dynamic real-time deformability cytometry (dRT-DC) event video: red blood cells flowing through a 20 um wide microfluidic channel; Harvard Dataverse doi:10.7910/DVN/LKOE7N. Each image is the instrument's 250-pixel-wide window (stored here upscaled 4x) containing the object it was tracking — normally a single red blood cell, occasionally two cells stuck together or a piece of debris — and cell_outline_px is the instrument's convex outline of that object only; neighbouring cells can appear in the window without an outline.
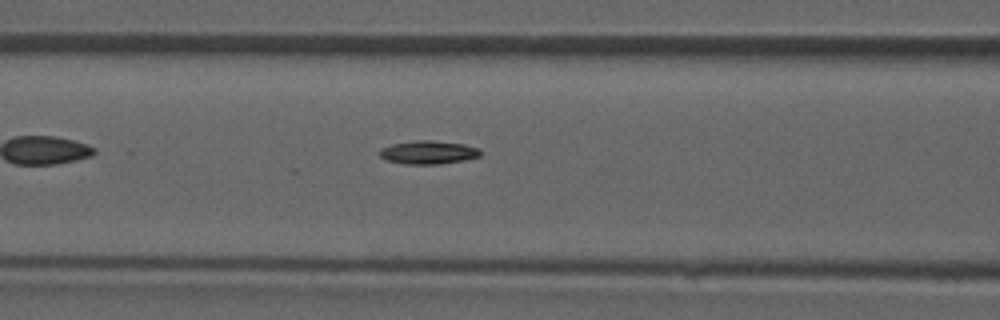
{"species": "common noctule bat (a hibernating species)", "species_latin": "Nyctalus noctula", "temperature_condition": "room temperature", "stored_images_in_passage": 35, "camera_frame_rate_fps": 3000, "um_per_image_px": 0.085, "animal": {"sex": "male", "forearm_length_mm": 52.5}, "frame": {"image": 1, "passage_image": 6, "time_ms": 1.667, "image_size_px": [1000, 320], "cell_outline_px": [[480, 156], [464, 160], [440, 164], [404, 164], [384, 160], [376, 152], [380, 148], [392, 144], [416, 140], [432, 140], [464, 144], [480, 148]], "centroid_in_image_um": [36.36, 12.95], "position_along_channel_um": 130.2, "area_um2": 13.93}}